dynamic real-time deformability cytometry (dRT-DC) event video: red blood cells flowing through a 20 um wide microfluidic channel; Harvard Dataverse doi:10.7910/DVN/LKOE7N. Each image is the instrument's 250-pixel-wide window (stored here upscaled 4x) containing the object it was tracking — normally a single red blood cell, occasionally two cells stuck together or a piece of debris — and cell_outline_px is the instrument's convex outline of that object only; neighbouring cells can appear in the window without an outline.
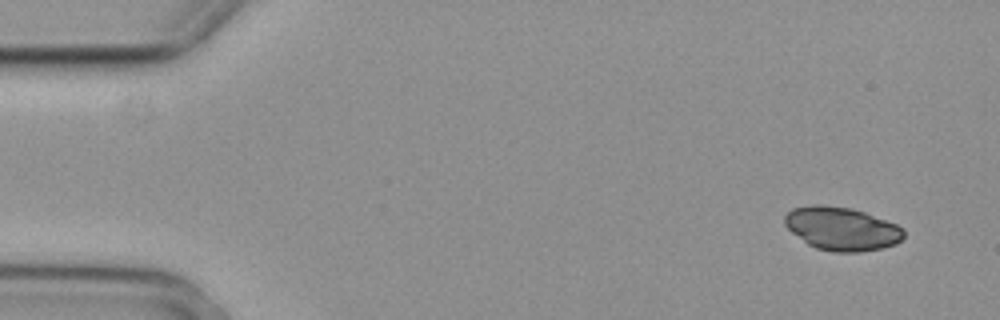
{"species": "common noctule bat (a hibernating species)", "species_latin": "Nyctalus noctula", "temperature_condition": "cold", "stored_images_in_passage": 4, "camera_frame_rate_fps": 3000, "um_per_image_px": 0.085, "animal": {"sex": "female", "body_mass_g": 29.2, "forearm_length_mm": 56.3}, "frame": {"image": 1, "passage_image": 1, "time_ms": 0.0, "image_size_px": [1000, 320], "cell_outline_px": [[904, 236], [896, 244], [884, 248], [860, 252], [832, 252], [816, 248], [808, 244], [792, 232], [784, 224], [784, 216], [792, 208], [812, 204], [824, 204], [852, 208], [864, 212], [896, 224], [904, 228]], "centroid_in_image_um": [71.54, 19.43], "position_along_channel_um": 13.5, "area_um2": 30.29}}
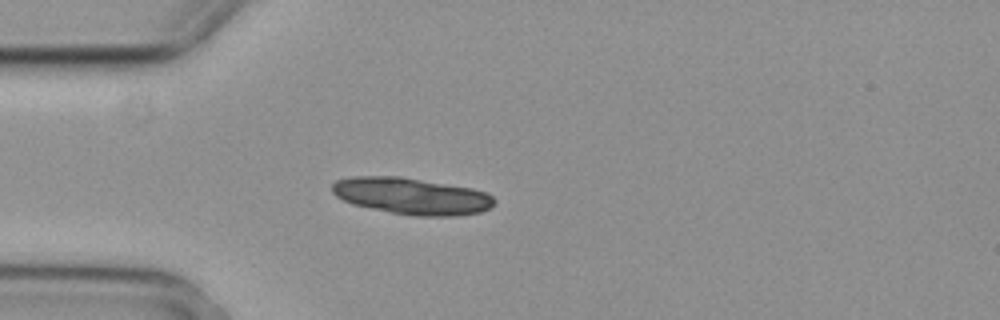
{"frame": {"image": 2, "passage_image": 4, "time_ms": 1.0, "image_size_px": [1000, 320], "cell_outline_px": [[496, 200], [488, 208], [480, 212], [452, 216], [412, 216], [352, 204], [336, 196], [332, 192], [332, 184], [336, 180], [352, 176], [400, 176], [472, 188], [484, 192], [492, 196]], "centroid_in_image_um": [34.96, 16.65], "position_along_channel_um": 50.0, "area_um2": 34.45}}